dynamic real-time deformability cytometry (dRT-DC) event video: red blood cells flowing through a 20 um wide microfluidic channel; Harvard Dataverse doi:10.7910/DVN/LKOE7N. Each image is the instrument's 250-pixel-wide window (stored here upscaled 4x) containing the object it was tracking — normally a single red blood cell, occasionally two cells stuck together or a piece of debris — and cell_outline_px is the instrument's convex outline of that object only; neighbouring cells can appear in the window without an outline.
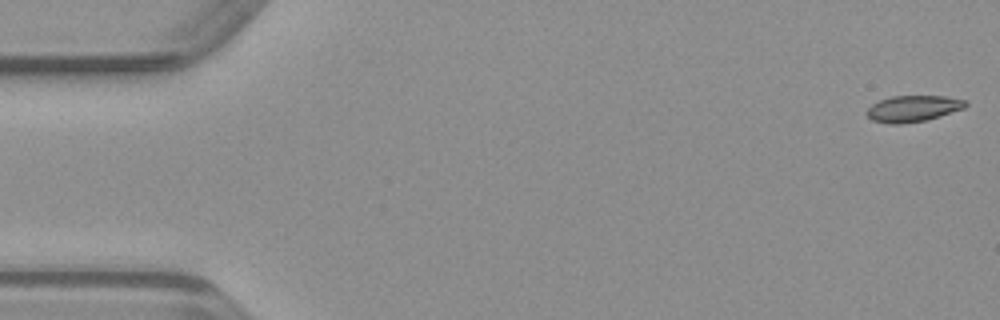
{"species": "common noctule bat (a hibernating species)", "species_latin": "Nyctalus noctula", "temperature_condition": "warm", "stored_images_in_passage": 49, "camera_frame_rate_fps": 3000, "um_per_image_px": 0.085, "animal": {"sex": "male", "body_mass_g": 23.1, "forearm_length_mm": 52.7}, "frame": {"image": 1, "passage_image": 1, "time_ms": 0.0, "image_size_px": [1000, 320], "cell_outline_px": [[968, 104], [964, 108], [928, 120], [900, 124], [892, 124], [872, 120], [864, 112], [872, 104], [880, 100], [892, 96], [944, 96], [964, 100]], "centroid_in_image_um": [77.59, 9.23], "position_along_channel_um": 7.4, "area_um2": 15.09}}
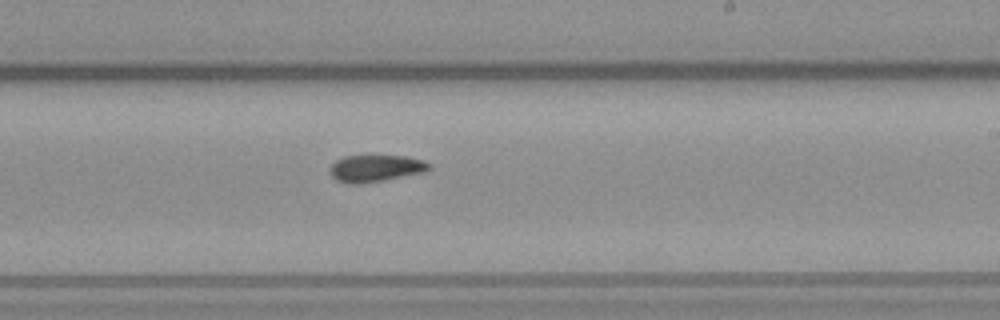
{"frame": {"image": 2, "passage_image": 29, "time_ms": 9.333, "image_size_px": [1000, 320], "cell_outline_px": [[432, 168], [424, 172], [384, 180], [360, 184], [348, 184], [336, 180], [328, 172], [328, 168], [336, 160], [344, 156], [408, 156], [424, 160], [432, 164]], "centroid_in_image_um": [31.92, 14.31], "position_along_channel_um": 257.1, "area_um2": 15.78}}
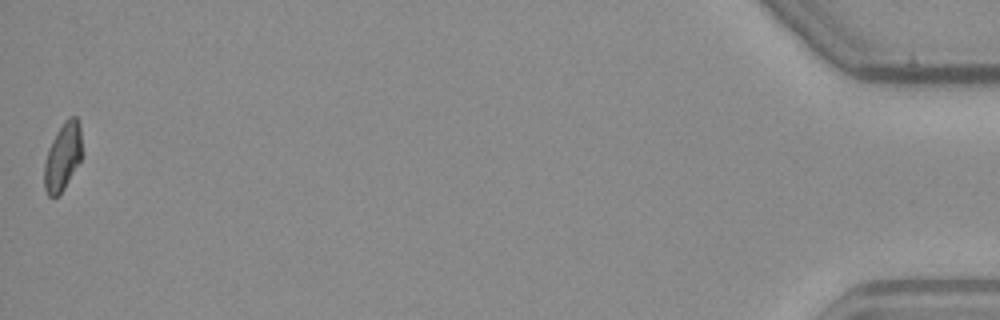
{"frame": {"image": 3, "passage_image": 49, "time_ms": 16.0, "image_size_px": [1000, 320], "cell_outline_px": [[80, 160], [60, 196], [48, 196], [44, 188], [44, 164], [48, 148], [56, 132], [64, 120], [68, 116], [76, 116], [80, 124]], "centroid_in_image_um": [5.3, 13.32], "position_along_channel_um": 429.9, "area_um2": 14.8}}